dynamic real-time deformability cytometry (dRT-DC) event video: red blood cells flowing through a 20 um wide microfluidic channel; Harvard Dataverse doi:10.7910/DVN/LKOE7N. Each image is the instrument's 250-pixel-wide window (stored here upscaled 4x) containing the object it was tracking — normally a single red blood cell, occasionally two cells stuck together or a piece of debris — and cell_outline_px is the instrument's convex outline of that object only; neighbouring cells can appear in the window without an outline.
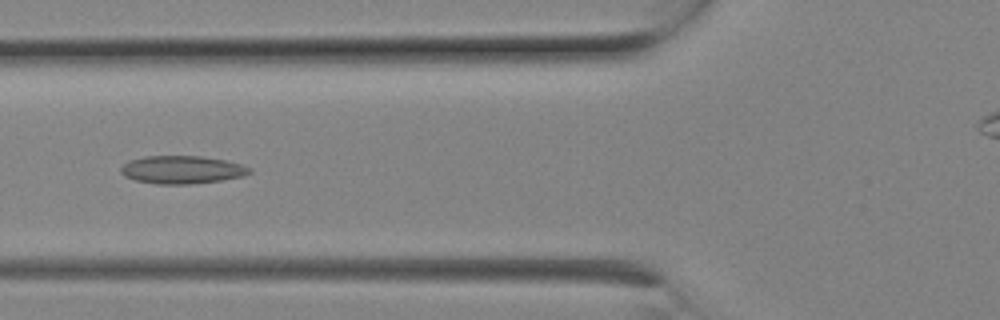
{"species": "Egyptian fruit bat (a non-hibernating species)", "species_latin": "Rousettus aegyptiacus", "temperature_condition": "room temperature", "stored_images_in_passage": 8, "camera_frame_rate_fps": 3000, "um_per_image_px": 0.085, "animal": {"sex": "female"}, "frame": {"image": 1, "passage_image": 6, "time_ms": 1.667, "image_size_px": [1000, 320], "cell_outline_px": [[252, 172], [244, 176], [220, 180], [188, 184], [156, 184], [136, 180], [124, 176], [120, 172], [120, 168], [128, 160], [144, 156], [200, 156], [224, 160], [240, 164], [252, 168]], "centroid_in_image_um": [15.45, 14.42], "position_along_channel_um": 110.4, "area_um2": 20.92}}
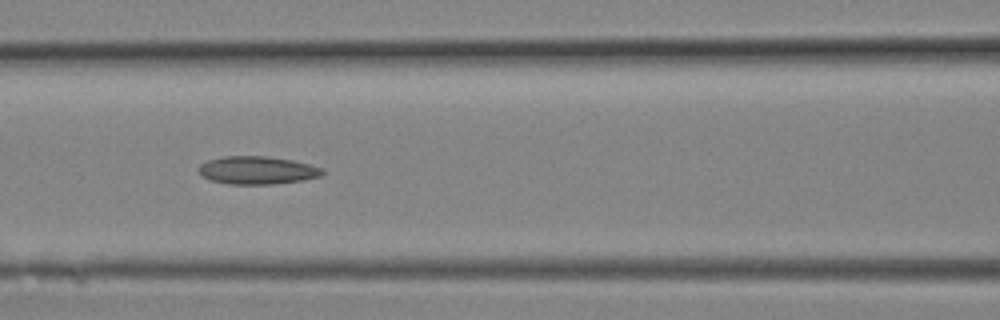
{"frame": {"image": 2, "passage_image": 7, "time_ms": 2.0, "image_size_px": [1000, 320], "cell_outline_px": [[324, 172], [320, 176], [304, 180], [272, 184], [228, 184], [212, 180], [200, 176], [200, 164], [208, 160], [224, 156], [264, 156], [292, 160], [324, 168]], "centroid_in_image_um": [21.87, 14.47], "position_along_channel_um": 144.7, "area_um2": 20.06}}
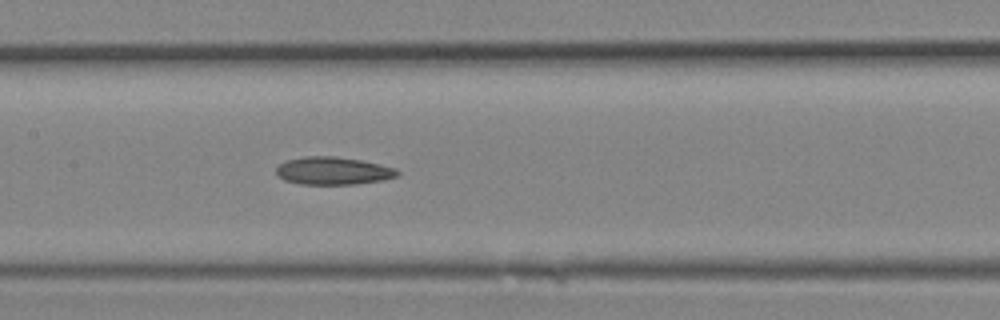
{"frame": {"image": 3, "passage_image": 8, "time_ms": 2.333, "image_size_px": [1000, 320], "cell_outline_px": [[400, 176], [384, 180], [356, 184], [300, 184], [284, 180], [276, 176], [276, 168], [284, 160], [304, 156], [336, 156], [360, 160], [380, 164], [396, 168], [400, 172]], "centroid_in_image_um": [28.32, 14.52], "position_along_channel_um": 179.1, "area_um2": 19.88}}